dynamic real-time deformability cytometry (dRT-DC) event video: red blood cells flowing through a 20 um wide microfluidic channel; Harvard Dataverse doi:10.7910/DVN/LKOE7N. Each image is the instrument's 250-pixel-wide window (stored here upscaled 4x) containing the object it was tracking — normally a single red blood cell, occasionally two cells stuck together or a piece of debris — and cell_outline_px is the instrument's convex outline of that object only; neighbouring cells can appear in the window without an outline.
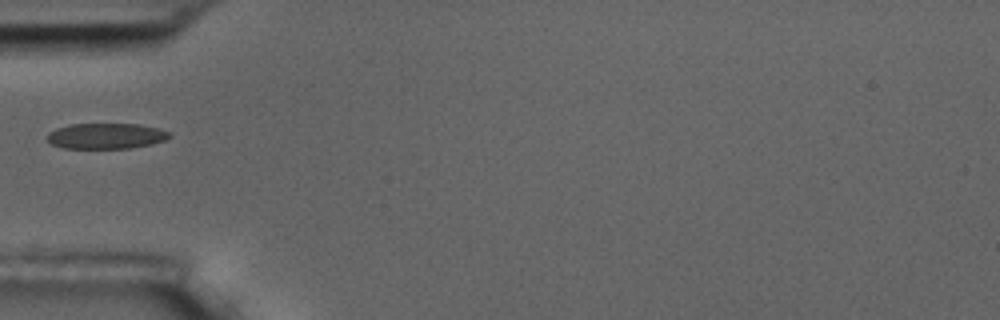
{"species": "common noctule bat (a hibernating species)", "species_latin": "Nyctalus noctula", "temperature_condition": "room temperature", "stored_images_in_passage": 7, "camera_frame_rate_fps": 3000, "um_per_image_px": 0.085, "animal": {"sex": "male", "body_mass_g": 17.5, "forearm_length_mm": 52.3}, "frame": {"image": 1, "passage_image": 7, "time_ms": 6.667, "image_size_px": [1000, 320], "cell_outline_px": [[172, 136], [164, 140], [152, 144], [128, 148], [64, 148], [52, 144], [44, 136], [48, 132], [56, 128], [68, 124], [140, 124], [160, 128], [168, 132]], "centroid_in_image_um": [8.99, 11.55], "position_along_channel_um": 76.0, "area_um2": 18.38}}